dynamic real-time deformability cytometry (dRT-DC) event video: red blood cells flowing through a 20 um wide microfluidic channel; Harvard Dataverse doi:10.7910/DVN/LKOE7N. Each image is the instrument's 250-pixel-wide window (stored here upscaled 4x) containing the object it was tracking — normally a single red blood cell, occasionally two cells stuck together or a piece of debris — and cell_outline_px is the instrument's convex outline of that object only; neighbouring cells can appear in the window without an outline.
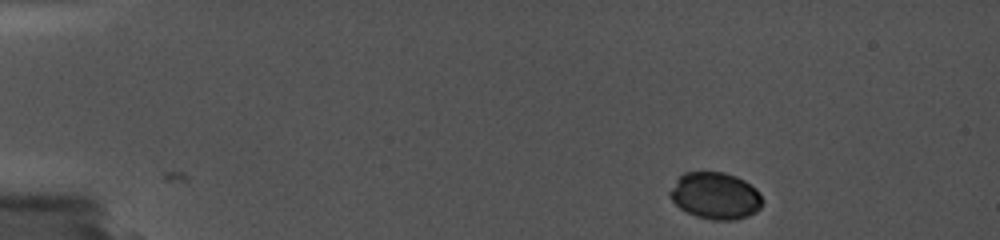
{"species": "common noctule bat (a hibernating species)", "species_latin": "Nyctalus noctula", "temperature_condition": "cold", "stored_images_in_passage": 9, "camera_frame_rate_fps": 5000, "um_per_image_px": 0.085, "animal": {"sex": "female", "body_mass_g": 19.0, "forearm_length_mm": 56.7}, "frame": {"image": 1, "passage_image": 1, "time_ms": 0.0, "image_size_px": [1000, 240], "cell_outline_px": [[764, 200], [760, 208], [756, 212], [736, 220], [712, 220], [696, 216], [680, 208], [668, 196], [668, 192], [676, 180], [684, 172], [724, 172], [736, 176], [744, 180], [756, 188], [760, 192]], "centroid_in_image_um": [60.82, 16.64], "position_along_channel_um": 24.2, "area_um2": 25.43}}